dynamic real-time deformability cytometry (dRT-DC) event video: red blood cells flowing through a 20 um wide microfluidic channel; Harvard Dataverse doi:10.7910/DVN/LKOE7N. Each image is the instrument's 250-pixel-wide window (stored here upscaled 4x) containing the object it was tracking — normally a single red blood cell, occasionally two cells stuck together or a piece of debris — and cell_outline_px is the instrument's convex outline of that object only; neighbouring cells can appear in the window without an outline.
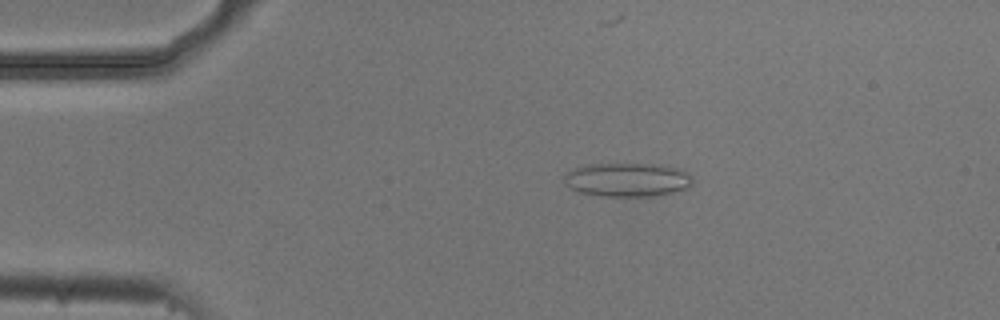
{"species": "common noctule bat (a hibernating species)", "species_latin": "Nyctalus noctula", "temperature_condition": "cold", "stored_images_in_passage": 6, "camera_frame_rate_fps": 3000, "um_per_image_px": 0.085, "animal": {"sex": "male", "body_mass_g": 20.5, "forearm_length_mm": 52.5}, "frame": {"image": 1, "passage_image": 3, "time_ms": 0.667, "image_size_px": [1000, 320], "cell_outline_px": [[692, 184], [688, 188], [672, 192], [652, 196], [604, 196], [580, 192], [564, 184], [564, 176], [568, 172], [576, 168], [588, 164], [660, 164], [680, 168], [688, 172], [692, 176]], "centroid_in_image_um": [53.37, 15.27], "position_along_channel_um": 31.6, "area_um2": 25.32}}